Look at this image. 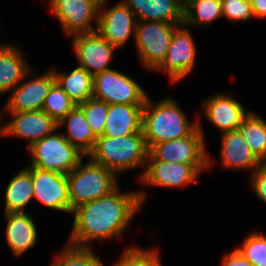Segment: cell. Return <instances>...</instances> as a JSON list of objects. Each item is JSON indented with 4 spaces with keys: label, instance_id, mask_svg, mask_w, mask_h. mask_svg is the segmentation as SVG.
<instances>
[{
    "label": "cell",
    "instance_id": "1",
    "mask_svg": "<svg viewBox=\"0 0 266 266\" xmlns=\"http://www.w3.org/2000/svg\"><path fill=\"white\" fill-rule=\"evenodd\" d=\"M145 197V190L122 192L118 186L106 196L79 205L72 211L73 225L66 244L91 248L93 241L121 237L135 215H145Z\"/></svg>",
    "mask_w": 266,
    "mask_h": 266
},
{
    "label": "cell",
    "instance_id": "2",
    "mask_svg": "<svg viewBox=\"0 0 266 266\" xmlns=\"http://www.w3.org/2000/svg\"><path fill=\"white\" fill-rule=\"evenodd\" d=\"M149 98L142 111V131L149 150L157 143L186 137L198 127V118L191 123L173 97L157 103Z\"/></svg>",
    "mask_w": 266,
    "mask_h": 266
},
{
    "label": "cell",
    "instance_id": "3",
    "mask_svg": "<svg viewBox=\"0 0 266 266\" xmlns=\"http://www.w3.org/2000/svg\"><path fill=\"white\" fill-rule=\"evenodd\" d=\"M147 147L143 131L123 137L100 136L93 150L87 155L93 162L113 171L117 176L131 169L142 167L140 180L148 160ZM145 166V167H144Z\"/></svg>",
    "mask_w": 266,
    "mask_h": 266
},
{
    "label": "cell",
    "instance_id": "4",
    "mask_svg": "<svg viewBox=\"0 0 266 266\" xmlns=\"http://www.w3.org/2000/svg\"><path fill=\"white\" fill-rule=\"evenodd\" d=\"M84 159L66 175L69 184L71 213L79 205L110 194L118 186V176L104 166Z\"/></svg>",
    "mask_w": 266,
    "mask_h": 266
},
{
    "label": "cell",
    "instance_id": "5",
    "mask_svg": "<svg viewBox=\"0 0 266 266\" xmlns=\"http://www.w3.org/2000/svg\"><path fill=\"white\" fill-rule=\"evenodd\" d=\"M198 117V127L188 136L155 144L150 150L148 160L191 165L199 174L214 166L206 150L204 129ZM213 165V166H212Z\"/></svg>",
    "mask_w": 266,
    "mask_h": 266
},
{
    "label": "cell",
    "instance_id": "6",
    "mask_svg": "<svg viewBox=\"0 0 266 266\" xmlns=\"http://www.w3.org/2000/svg\"><path fill=\"white\" fill-rule=\"evenodd\" d=\"M31 154L29 166L45 171L69 174L86 156L60 132H54L27 148Z\"/></svg>",
    "mask_w": 266,
    "mask_h": 266
},
{
    "label": "cell",
    "instance_id": "7",
    "mask_svg": "<svg viewBox=\"0 0 266 266\" xmlns=\"http://www.w3.org/2000/svg\"><path fill=\"white\" fill-rule=\"evenodd\" d=\"M178 25L154 20H139L133 40L139 61L148 71H154L165 59L174 29Z\"/></svg>",
    "mask_w": 266,
    "mask_h": 266
},
{
    "label": "cell",
    "instance_id": "8",
    "mask_svg": "<svg viewBox=\"0 0 266 266\" xmlns=\"http://www.w3.org/2000/svg\"><path fill=\"white\" fill-rule=\"evenodd\" d=\"M147 97L142 86L121 71L110 69L93 76L94 99L107 104L144 105Z\"/></svg>",
    "mask_w": 266,
    "mask_h": 266
},
{
    "label": "cell",
    "instance_id": "9",
    "mask_svg": "<svg viewBox=\"0 0 266 266\" xmlns=\"http://www.w3.org/2000/svg\"><path fill=\"white\" fill-rule=\"evenodd\" d=\"M189 29L184 23L174 29L166 57L154 70L166 72L171 84L189 76L196 63V44Z\"/></svg>",
    "mask_w": 266,
    "mask_h": 266
},
{
    "label": "cell",
    "instance_id": "10",
    "mask_svg": "<svg viewBox=\"0 0 266 266\" xmlns=\"http://www.w3.org/2000/svg\"><path fill=\"white\" fill-rule=\"evenodd\" d=\"M35 72V69H31L22 81L10 92L3 112L42 110L44 99L48 95L52 85L56 82V78L51 68L38 76ZM31 75H34V78L32 77L31 79Z\"/></svg>",
    "mask_w": 266,
    "mask_h": 266
},
{
    "label": "cell",
    "instance_id": "11",
    "mask_svg": "<svg viewBox=\"0 0 266 266\" xmlns=\"http://www.w3.org/2000/svg\"><path fill=\"white\" fill-rule=\"evenodd\" d=\"M48 2L51 13L59 20L64 34L68 37L97 30L99 7L93 2L89 0H49ZM93 23L95 25H92Z\"/></svg>",
    "mask_w": 266,
    "mask_h": 266
},
{
    "label": "cell",
    "instance_id": "12",
    "mask_svg": "<svg viewBox=\"0 0 266 266\" xmlns=\"http://www.w3.org/2000/svg\"><path fill=\"white\" fill-rule=\"evenodd\" d=\"M107 4L108 2H105L99 8L96 32L116 50H123L131 36L135 39L137 19L135 14L122 1L111 8L108 7V9Z\"/></svg>",
    "mask_w": 266,
    "mask_h": 266
},
{
    "label": "cell",
    "instance_id": "13",
    "mask_svg": "<svg viewBox=\"0 0 266 266\" xmlns=\"http://www.w3.org/2000/svg\"><path fill=\"white\" fill-rule=\"evenodd\" d=\"M26 168L32 174L33 198L49 209L72 215L66 175L29 165Z\"/></svg>",
    "mask_w": 266,
    "mask_h": 266
},
{
    "label": "cell",
    "instance_id": "14",
    "mask_svg": "<svg viewBox=\"0 0 266 266\" xmlns=\"http://www.w3.org/2000/svg\"><path fill=\"white\" fill-rule=\"evenodd\" d=\"M71 37L78 67L85 69L93 76L111 69L109 64L116 48L96 31L80 33Z\"/></svg>",
    "mask_w": 266,
    "mask_h": 266
},
{
    "label": "cell",
    "instance_id": "15",
    "mask_svg": "<svg viewBox=\"0 0 266 266\" xmlns=\"http://www.w3.org/2000/svg\"><path fill=\"white\" fill-rule=\"evenodd\" d=\"M204 117L222 134L237 130L251 112L233 97L223 92L209 96L201 103Z\"/></svg>",
    "mask_w": 266,
    "mask_h": 266
},
{
    "label": "cell",
    "instance_id": "16",
    "mask_svg": "<svg viewBox=\"0 0 266 266\" xmlns=\"http://www.w3.org/2000/svg\"><path fill=\"white\" fill-rule=\"evenodd\" d=\"M4 113L10 116V121L4 123V137L25 139L26 148L58 130V123L42 110Z\"/></svg>",
    "mask_w": 266,
    "mask_h": 266
},
{
    "label": "cell",
    "instance_id": "17",
    "mask_svg": "<svg viewBox=\"0 0 266 266\" xmlns=\"http://www.w3.org/2000/svg\"><path fill=\"white\" fill-rule=\"evenodd\" d=\"M201 175L191 166L161 160H147L141 185L178 188L198 182Z\"/></svg>",
    "mask_w": 266,
    "mask_h": 266
},
{
    "label": "cell",
    "instance_id": "18",
    "mask_svg": "<svg viewBox=\"0 0 266 266\" xmlns=\"http://www.w3.org/2000/svg\"><path fill=\"white\" fill-rule=\"evenodd\" d=\"M220 142L219 163L223 169L249 170L251 175L262 164L238 130L222 133Z\"/></svg>",
    "mask_w": 266,
    "mask_h": 266
},
{
    "label": "cell",
    "instance_id": "19",
    "mask_svg": "<svg viewBox=\"0 0 266 266\" xmlns=\"http://www.w3.org/2000/svg\"><path fill=\"white\" fill-rule=\"evenodd\" d=\"M5 237L14 257H21L37 243L35 221L26 212L4 213Z\"/></svg>",
    "mask_w": 266,
    "mask_h": 266
},
{
    "label": "cell",
    "instance_id": "20",
    "mask_svg": "<svg viewBox=\"0 0 266 266\" xmlns=\"http://www.w3.org/2000/svg\"><path fill=\"white\" fill-rule=\"evenodd\" d=\"M135 14L137 21L154 20L181 25L184 5L181 0H121Z\"/></svg>",
    "mask_w": 266,
    "mask_h": 266
},
{
    "label": "cell",
    "instance_id": "21",
    "mask_svg": "<svg viewBox=\"0 0 266 266\" xmlns=\"http://www.w3.org/2000/svg\"><path fill=\"white\" fill-rule=\"evenodd\" d=\"M18 45L0 42V95L11 92L33 68Z\"/></svg>",
    "mask_w": 266,
    "mask_h": 266
},
{
    "label": "cell",
    "instance_id": "22",
    "mask_svg": "<svg viewBox=\"0 0 266 266\" xmlns=\"http://www.w3.org/2000/svg\"><path fill=\"white\" fill-rule=\"evenodd\" d=\"M144 105L108 104L104 136L123 137L142 131Z\"/></svg>",
    "mask_w": 266,
    "mask_h": 266
},
{
    "label": "cell",
    "instance_id": "23",
    "mask_svg": "<svg viewBox=\"0 0 266 266\" xmlns=\"http://www.w3.org/2000/svg\"><path fill=\"white\" fill-rule=\"evenodd\" d=\"M64 137L80 152L87 156L94 148L97 138L94 136L86 120L83 110L75 106L59 123L58 129Z\"/></svg>",
    "mask_w": 266,
    "mask_h": 266
},
{
    "label": "cell",
    "instance_id": "24",
    "mask_svg": "<svg viewBox=\"0 0 266 266\" xmlns=\"http://www.w3.org/2000/svg\"><path fill=\"white\" fill-rule=\"evenodd\" d=\"M4 199V213L26 212L25 207L33 199L32 174L26 167L10 179Z\"/></svg>",
    "mask_w": 266,
    "mask_h": 266
},
{
    "label": "cell",
    "instance_id": "25",
    "mask_svg": "<svg viewBox=\"0 0 266 266\" xmlns=\"http://www.w3.org/2000/svg\"><path fill=\"white\" fill-rule=\"evenodd\" d=\"M51 69L56 82L77 105L93 97V75L85 69L76 66L66 73L60 72L56 67Z\"/></svg>",
    "mask_w": 266,
    "mask_h": 266
},
{
    "label": "cell",
    "instance_id": "26",
    "mask_svg": "<svg viewBox=\"0 0 266 266\" xmlns=\"http://www.w3.org/2000/svg\"><path fill=\"white\" fill-rule=\"evenodd\" d=\"M254 155L266 163V120L251 110L237 129Z\"/></svg>",
    "mask_w": 266,
    "mask_h": 266
},
{
    "label": "cell",
    "instance_id": "27",
    "mask_svg": "<svg viewBox=\"0 0 266 266\" xmlns=\"http://www.w3.org/2000/svg\"><path fill=\"white\" fill-rule=\"evenodd\" d=\"M220 18H223L221 0H191L184 6L186 26H209Z\"/></svg>",
    "mask_w": 266,
    "mask_h": 266
},
{
    "label": "cell",
    "instance_id": "28",
    "mask_svg": "<svg viewBox=\"0 0 266 266\" xmlns=\"http://www.w3.org/2000/svg\"><path fill=\"white\" fill-rule=\"evenodd\" d=\"M51 266H104L100 256L92 248H79L67 244L65 248L55 254Z\"/></svg>",
    "mask_w": 266,
    "mask_h": 266
},
{
    "label": "cell",
    "instance_id": "29",
    "mask_svg": "<svg viewBox=\"0 0 266 266\" xmlns=\"http://www.w3.org/2000/svg\"><path fill=\"white\" fill-rule=\"evenodd\" d=\"M77 104L55 82L44 99L42 111L59 123Z\"/></svg>",
    "mask_w": 266,
    "mask_h": 266
},
{
    "label": "cell",
    "instance_id": "30",
    "mask_svg": "<svg viewBox=\"0 0 266 266\" xmlns=\"http://www.w3.org/2000/svg\"><path fill=\"white\" fill-rule=\"evenodd\" d=\"M159 253L158 247L144 250L130 245L112 266H163Z\"/></svg>",
    "mask_w": 266,
    "mask_h": 266
},
{
    "label": "cell",
    "instance_id": "31",
    "mask_svg": "<svg viewBox=\"0 0 266 266\" xmlns=\"http://www.w3.org/2000/svg\"><path fill=\"white\" fill-rule=\"evenodd\" d=\"M236 250L241 253L252 266H266V236L260 232H249Z\"/></svg>",
    "mask_w": 266,
    "mask_h": 266
},
{
    "label": "cell",
    "instance_id": "32",
    "mask_svg": "<svg viewBox=\"0 0 266 266\" xmlns=\"http://www.w3.org/2000/svg\"><path fill=\"white\" fill-rule=\"evenodd\" d=\"M83 110L86 120L96 138L102 136L105 130V123L108 113L106 102L91 98L86 102L78 104Z\"/></svg>",
    "mask_w": 266,
    "mask_h": 266
},
{
    "label": "cell",
    "instance_id": "33",
    "mask_svg": "<svg viewBox=\"0 0 266 266\" xmlns=\"http://www.w3.org/2000/svg\"><path fill=\"white\" fill-rule=\"evenodd\" d=\"M223 18L231 22H248L254 18L247 0H221Z\"/></svg>",
    "mask_w": 266,
    "mask_h": 266
},
{
    "label": "cell",
    "instance_id": "34",
    "mask_svg": "<svg viewBox=\"0 0 266 266\" xmlns=\"http://www.w3.org/2000/svg\"><path fill=\"white\" fill-rule=\"evenodd\" d=\"M250 186L257 198L266 203V163H262L249 177Z\"/></svg>",
    "mask_w": 266,
    "mask_h": 266
},
{
    "label": "cell",
    "instance_id": "35",
    "mask_svg": "<svg viewBox=\"0 0 266 266\" xmlns=\"http://www.w3.org/2000/svg\"><path fill=\"white\" fill-rule=\"evenodd\" d=\"M221 266H252L251 263L236 248L222 258Z\"/></svg>",
    "mask_w": 266,
    "mask_h": 266
},
{
    "label": "cell",
    "instance_id": "36",
    "mask_svg": "<svg viewBox=\"0 0 266 266\" xmlns=\"http://www.w3.org/2000/svg\"><path fill=\"white\" fill-rule=\"evenodd\" d=\"M254 18H266V0H253L251 2Z\"/></svg>",
    "mask_w": 266,
    "mask_h": 266
},
{
    "label": "cell",
    "instance_id": "37",
    "mask_svg": "<svg viewBox=\"0 0 266 266\" xmlns=\"http://www.w3.org/2000/svg\"><path fill=\"white\" fill-rule=\"evenodd\" d=\"M3 115H5L4 112L0 110V137L1 138L4 136V125L1 124L3 121V117H4Z\"/></svg>",
    "mask_w": 266,
    "mask_h": 266
},
{
    "label": "cell",
    "instance_id": "38",
    "mask_svg": "<svg viewBox=\"0 0 266 266\" xmlns=\"http://www.w3.org/2000/svg\"><path fill=\"white\" fill-rule=\"evenodd\" d=\"M91 2H93L94 4H96L99 8L108 0H89Z\"/></svg>",
    "mask_w": 266,
    "mask_h": 266
},
{
    "label": "cell",
    "instance_id": "39",
    "mask_svg": "<svg viewBox=\"0 0 266 266\" xmlns=\"http://www.w3.org/2000/svg\"><path fill=\"white\" fill-rule=\"evenodd\" d=\"M191 0H181L182 4L185 6Z\"/></svg>",
    "mask_w": 266,
    "mask_h": 266
}]
</instances>
